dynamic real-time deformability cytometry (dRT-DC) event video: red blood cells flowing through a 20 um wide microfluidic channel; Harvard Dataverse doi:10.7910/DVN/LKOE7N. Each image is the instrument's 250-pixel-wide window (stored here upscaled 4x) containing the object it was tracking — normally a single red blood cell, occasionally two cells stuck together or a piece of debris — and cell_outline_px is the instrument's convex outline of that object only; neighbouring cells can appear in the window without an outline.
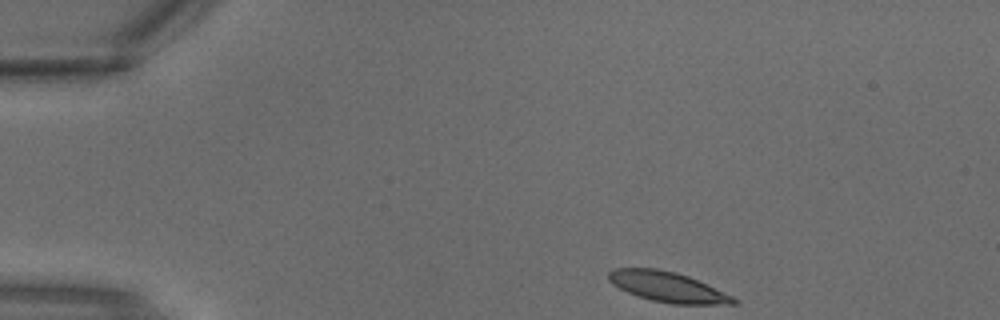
{"species": "common noctule bat (a hibernating species)", "species_latin": "Nyctalus noctula", "temperature_condition": "warm", "stored_images_in_passage": 2, "camera_frame_rate_fps": 3000, "um_per_image_px": 0.085, "animal": {"sex": "male", "body_mass_g": 18.8}, "frame": {"image": 1, "passage_image": 1, "time_ms": 0.0, "image_size_px": [1000, 320], "cell_outline_px": [[740, 300], [736, 304], [672, 304], [652, 300], [628, 292], [612, 284], [608, 280], [608, 272], [612, 268], [656, 268], [676, 272], [688, 276], [732, 296]], "centroid_in_image_um": [56.73, 24.38], "position_along_channel_um": 28.3, "area_um2": 21.79}}